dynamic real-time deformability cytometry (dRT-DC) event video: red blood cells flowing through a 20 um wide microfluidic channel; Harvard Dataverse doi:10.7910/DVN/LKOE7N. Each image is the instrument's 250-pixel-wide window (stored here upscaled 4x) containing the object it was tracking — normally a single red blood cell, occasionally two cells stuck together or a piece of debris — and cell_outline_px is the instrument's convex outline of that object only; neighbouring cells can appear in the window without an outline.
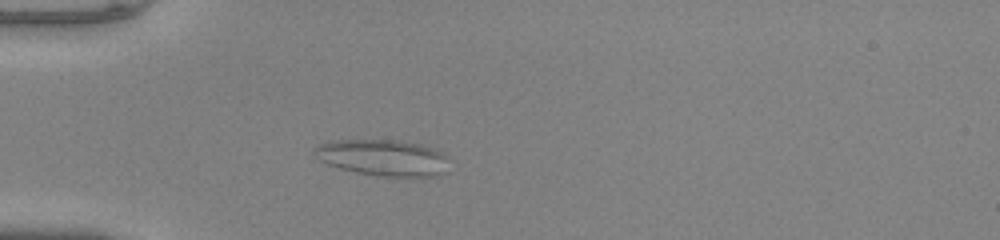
{"species": "common noctule bat (a hibernating species)", "species_latin": "Nyctalus noctula", "temperature_condition": "warm", "stored_images_in_passage": 39, "camera_frame_rate_fps": 3000, "um_per_image_px": 0.085, "animal": {"sex": "male", "body_mass_g": 20.0, "forearm_length_mm": 53.3}, "frame": {"image": 1, "passage_image": 8, "time_ms": 2.333, "image_size_px": [1000, 240], "cell_outline_px": [[448, 156], [444, 172], [436, 176], [376, 176], [356, 172], [340, 168], [328, 164], [320, 160], [312, 152], [312, 148], [320, 144], [332, 140], [396, 140], [428, 144], [436, 148]], "centroid_in_image_um": [32.56, 13.38], "position_along_channel_um": 52.4, "area_um2": 28.73}}
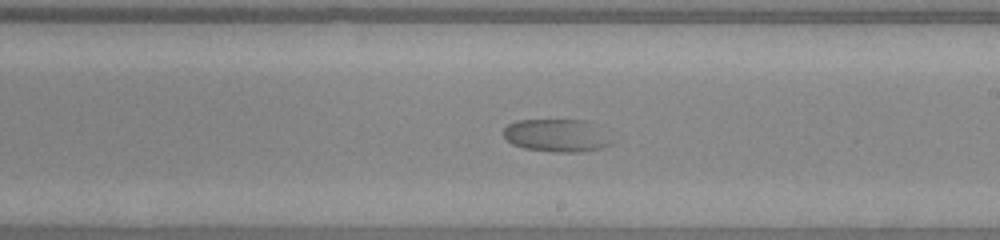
{"frame": {"image": 2, "passage_image": 24, "time_ms": 7.667, "image_size_px": [1000, 240], "cell_outline_px": [[616, 140], [612, 144], [600, 148], [584, 152], [552, 152], [524, 148], [512, 144], [504, 136], [504, 128], [508, 124], [516, 120], [584, 120], [604, 124], [608, 128]], "centroid_in_image_um": [47.5, 11.5], "position_along_channel_um": 241.5, "area_um2": 21.68}}
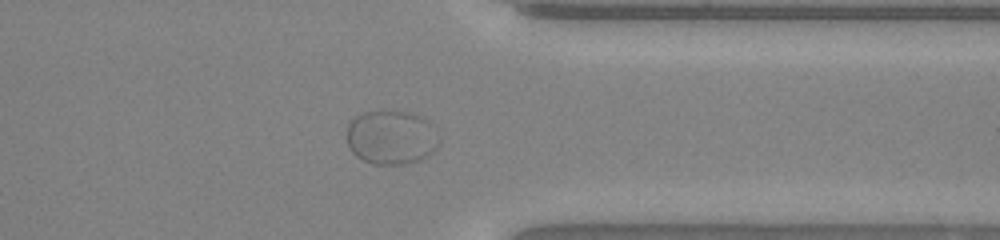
{"frame": {"image": 3, "passage_image": 35, "time_ms": 11.333, "image_size_px": [1000, 240], "cell_outline_px": [[440, 144], [432, 152], [420, 160], [404, 164], [372, 164], [356, 156], [348, 148], [348, 124], [360, 112], [412, 112], [428, 120], [440, 132]], "centroid_in_image_um": [33.31, 11.68], "position_along_channel_um": 378.1, "area_um2": 29.36}}